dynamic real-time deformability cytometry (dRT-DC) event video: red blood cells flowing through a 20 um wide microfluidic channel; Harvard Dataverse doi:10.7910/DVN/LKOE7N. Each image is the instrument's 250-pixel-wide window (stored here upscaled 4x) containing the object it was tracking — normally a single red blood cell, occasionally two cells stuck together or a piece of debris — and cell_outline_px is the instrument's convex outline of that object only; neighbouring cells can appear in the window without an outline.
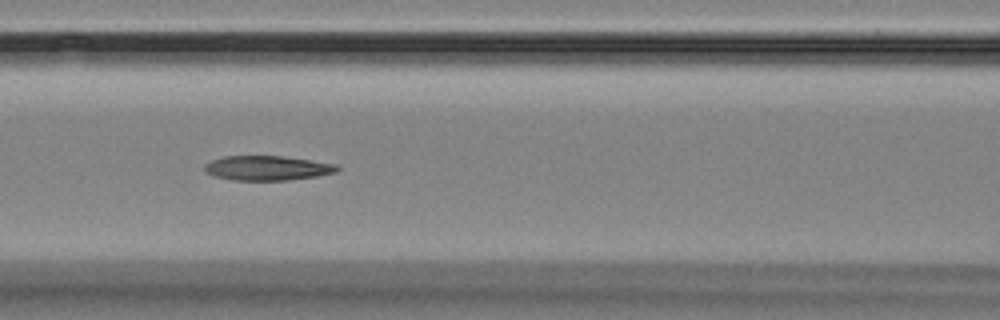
{"species": "Egyptian fruit bat (a non-hibernating species)", "species_latin": "Rousettus aegyptiacus", "temperature_condition": "room temperature", "stored_images_in_passage": 11, "camera_frame_rate_fps": 3000, "um_per_image_px": 0.085, "animal": {"sex": "female"}, "frame": {"image": 1, "passage_image": 8, "time_ms": 8.0, "image_size_px": [1000, 320], "cell_outline_px": [[340, 168], [336, 172], [316, 176], [288, 180], [232, 180], [212, 176], [204, 168], [204, 164], [212, 160], [224, 156], [284, 156], [336, 164]], "centroid_in_image_um": [22.7, 14.28], "position_along_channel_um": 143.9, "area_um2": 18.96}}
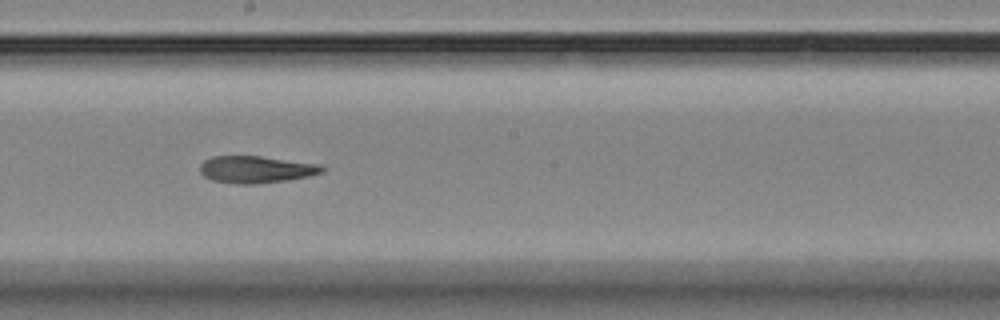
{"frame": {"image": 2, "passage_image": 10, "time_ms": 10.333, "image_size_px": [1000, 320], "cell_outline_px": [[324, 172], [308, 176], [288, 180], [256, 184], [236, 184], [212, 180], [204, 176], [200, 172], [200, 164], [204, 160], [212, 156], [260, 156], [320, 164], [324, 168]], "centroid_in_image_um": [21.75, 14.4], "position_along_channel_um": 226.4, "area_um2": 19.31}}
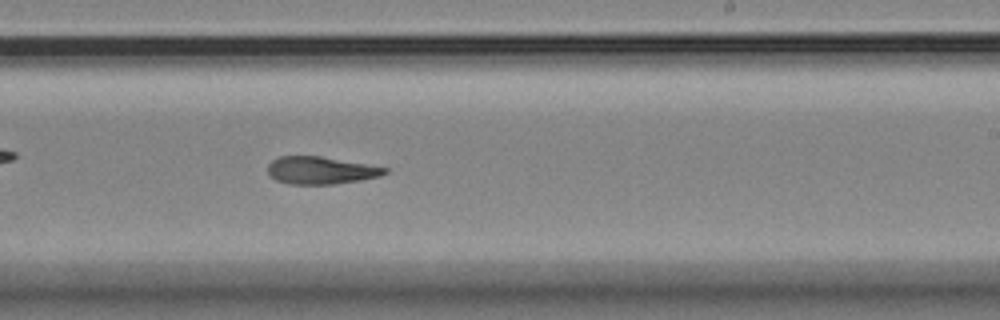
{"frame": {"image": 3, "passage_image": 11, "time_ms": 11.333, "image_size_px": [1000, 320], "cell_outline_px": [[388, 172], [380, 176], [360, 180], [332, 184], [288, 184], [276, 180], [268, 172], [268, 164], [272, 160], [280, 156], [320, 156], [388, 168]], "centroid_in_image_um": [27.25, 14.48], "position_along_channel_um": 261.8, "area_um2": 18.55}}